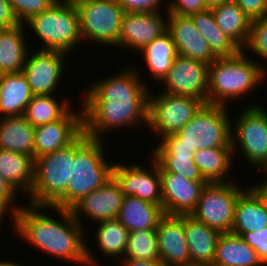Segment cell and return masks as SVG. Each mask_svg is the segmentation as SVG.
Masks as SVG:
<instances>
[{
  "mask_svg": "<svg viewBox=\"0 0 267 266\" xmlns=\"http://www.w3.org/2000/svg\"><path fill=\"white\" fill-rule=\"evenodd\" d=\"M126 68L90 83L85 89L81 104L83 131L89 137L101 140L104 134L115 129H130L139 123L148 125L149 86L142 81L140 71Z\"/></svg>",
  "mask_w": 267,
  "mask_h": 266,
  "instance_id": "1",
  "label": "cell"
},
{
  "mask_svg": "<svg viewBox=\"0 0 267 266\" xmlns=\"http://www.w3.org/2000/svg\"><path fill=\"white\" fill-rule=\"evenodd\" d=\"M27 204V206H25ZM13 214L14 231L39 251L53 258L64 259L77 265L99 266L86 243L85 229L74 218L71 210L53 206H35L28 203ZM56 211L58 219L50 217L47 209ZM46 209V210H45ZM41 210V211H40ZM44 211V213H43ZM47 212V214L45 213ZM16 229V230H15ZM87 244V245H86Z\"/></svg>",
  "mask_w": 267,
  "mask_h": 266,
  "instance_id": "2",
  "label": "cell"
},
{
  "mask_svg": "<svg viewBox=\"0 0 267 266\" xmlns=\"http://www.w3.org/2000/svg\"><path fill=\"white\" fill-rule=\"evenodd\" d=\"M262 65L243 50L232 57L217 58L208 65L207 104L228 107V100H239L254 91L267 78Z\"/></svg>",
  "mask_w": 267,
  "mask_h": 266,
  "instance_id": "3",
  "label": "cell"
},
{
  "mask_svg": "<svg viewBox=\"0 0 267 266\" xmlns=\"http://www.w3.org/2000/svg\"><path fill=\"white\" fill-rule=\"evenodd\" d=\"M102 140L89 137L84 131L75 139V161H72V180L66 193L53 207L70 210L90 192L112 178L114 163L107 161Z\"/></svg>",
  "mask_w": 267,
  "mask_h": 266,
  "instance_id": "4",
  "label": "cell"
},
{
  "mask_svg": "<svg viewBox=\"0 0 267 266\" xmlns=\"http://www.w3.org/2000/svg\"><path fill=\"white\" fill-rule=\"evenodd\" d=\"M228 112L226 106L206 103L177 133L160 139L158 144H185L195 150L231 147Z\"/></svg>",
  "mask_w": 267,
  "mask_h": 266,
  "instance_id": "5",
  "label": "cell"
},
{
  "mask_svg": "<svg viewBox=\"0 0 267 266\" xmlns=\"http://www.w3.org/2000/svg\"><path fill=\"white\" fill-rule=\"evenodd\" d=\"M75 140L68 146L35 159L34 181L29 199L35 206H53L65 193L72 180Z\"/></svg>",
  "mask_w": 267,
  "mask_h": 266,
  "instance_id": "6",
  "label": "cell"
},
{
  "mask_svg": "<svg viewBox=\"0 0 267 266\" xmlns=\"http://www.w3.org/2000/svg\"><path fill=\"white\" fill-rule=\"evenodd\" d=\"M25 23L42 40L40 50L61 51L69 55L71 50L76 49L74 47L82 43L79 15L74 2L56 1Z\"/></svg>",
  "mask_w": 267,
  "mask_h": 266,
  "instance_id": "7",
  "label": "cell"
},
{
  "mask_svg": "<svg viewBox=\"0 0 267 266\" xmlns=\"http://www.w3.org/2000/svg\"><path fill=\"white\" fill-rule=\"evenodd\" d=\"M241 111L232 121L234 125L231 124L233 155L240 148L249 165L264 172L267 168V110L251 103Z\"/></svg>",
  "mask_w": 267,
  "mask_h": 266,
  "instance_id": "8",
  "label": "cell"
},
{
  "mask_svg": "<svg viewBox=\"0 0 267 266\" xmlns=\"http://www.w3.org/2000/svg\"><path fill=\"white\" fill-rule=\"evenodd\" d=\"M81 40L119 47L124 10L116 0H77Z\"/></svg>",
  "mask_w": 267,
  "mask_h": 266,
  "instance_id": "9",
  "label": "cell"
},
{
  "mask_svg": "<svg viewBox=\"0 0 267 266\" xmlns=\"http://www.w3.org/2000/svg\"><path fill=\"white\" fill-rule=\"evenodd\" d=\"M237 185L232 181L207 183L191 215L221 233H231L237 199L246 189Z\"/></svg>",
  "mask_w": 267,
  "mask_h": 266,
  "instance_id": "10",
  "label": "cell"
},
{
  "mask_svg": "<svg viewBox=\"0 0 267 266\" xmlns=\"http://www.w3.org/2000/svg\"><path fill=\"white\" fill-rule=\"evenodd\" d=\"M205 103L190 96L164 92L148 95V129L157 132L160 139L177 133Z\"/></svg>",
  "mask_w": 267,
  "mask_h": 266,
  "instance_id": "11",
  "label": "cell"
},
{
  "mask_svg": "<svg viewBox=\"0 0 267 266\" xmlns=\"http://www.w3.org/2000/svg\"><path fill=\"white\" fill-rule=\"evenodd\" d=\"M150 158L152 167L140 164L123 165L120 161L114 163L112 177L119 184L124 196H134L162 208L160 168L157 161L151 156Z\"/></svg>",
  "mask_w": 267,
  "mask_h": 266,
  "instance_id": "12",
  "label": "cell"
},
{
  "mask_svg": "<svg viewBox=\"0 0 267 266\" xmlns=\"http://www.w3.org/2000/svg\"><path fill=\"white\" fill-rule=\"evenodd\" d=\"M208 65L191 58L177 55L172 68L163 78V92L190 96L207 103Z\"/></svg>",
  "mask_w": 267,
  "mask_h": 266,
  "instance_id": "13",
  "label": "cell"
},
{
  "mask_svg": "<svg viewBox=\"0 0 267 266\" xmlns=\"http://www.w3.org/2000/svg\"><path fill=\"white\" fill-rule=\"evenodd\" d=\"M29 52L22 73L26 76L33 95L54 94L62 81L67 54L40 49L33 55Z\"/></svg>",
  "mask_w": 267,
  "mask_h": 266,
  "instance_id": "14",
  "label": "cell"
},
{
  "mask_svg": "<svg viewBox=\"0 0 267 266\" xmlns=\"http://www.w3.org/2000/svg\"><path fill=\"white\" fill-rule=\"evenodd\" d=\"M162 12H125L120 28L119 47L139 52L153 39L165 33L168 29V12L166 15Z\"/></svg>",
  "mask_w": 267,
  "mask_h": 266,
  "instance_id": "15",
  "label": "cell"
},
{
  "mask_svg": "<svg viewBox=\"0 0 267 266\" xmlns=\"http://www.w3.org/2000/svg\"><path fill=\"white\" fill-rule=\"evenodd\" d=\"M83 132V109L62 119L34 127V159L71 144Z\"/></svg>",
  "mask_w": 267,
  "mask_h": 266,
  "instance_id": "16",
  "label": "cell"
},
{
  "mask_svg": "<svg viewBox=\"0 0 267 266\" xmlns=\"http://www.w3.org/2000/svg\"><path fill=\"white\" fill-rule=\"evenodd\" d=\"M123 198L124 194L119 184L112 177L103 186L84 196L70 210L82 227H84L82 214L87 215V219L89 218L96 223L116 220L122 206Z\"/></svg>",
  "mask_w": 267,
  "mask_h": 266,
  "instance_id": "17",
  "label": "cell"
},
{
  "mask_svg": "<svg viewBox=\"0 0 267 266\" xmlns=\"http://www.w3.org/2000/svg\"><path fill=\"white\" fill-rule=\"evenodd\" d=\"M162 210L168 215H190L207 181H192L179 174L160 172Z\"/></svg>",
  "mask_w": 267,
  "mask_h": 266,
  "instance_id": "18",
  "label": "cell"
},
{
  "mask_svg": "<svg viewBox=\"0 0 267 266\" xmlns=\"http://www.w3.org/2000/svg\"><path fill=\"white\" fill-rule=\"evenodd\" d=\"M156 232L162 266H190L183 215L164 214Z\"/></svg>",
  "mask_w": 267,
  "mask_h": 266,
  "instance_id": "19",
  "label": "cell"
},
{
  "mask_svg": "<svg viewBox=\"0 0 267 266\" xmlns=\"http://www.w3.org/2000/svg\"><path fill=\"white\" fill-rule=\"evenodd\" d=\"M168 31L171 33L178 55L212 64L217 57L198 31L190 16L168 14Z\"/></svg>",
  "mask_w": 267,
  "mask_h": 266,
  "instance_id": "20",
  "label": "cell"
},
{
  "mask_svg": "<svg viewBox=\"0 0 267 266\" xmlns=\"http://www.w3.org/2000/svg\"><path fill=\"white\" fill-rule=\"evenodd\" d=\"M190 266H212L217 241L222 234L190 215H183Z\"/></svg>",
  "mask_w": 267,
  "mask_h": 266,
  "instance_id": "21",
  "label": "cell"
},
{
  "mask_svg": "<svg viewBox=\"0 0 267 266\" xmlns=\"http://www.w3.org/2000/svg\"><path fill=\"white\" fill-rule=\"evenodd\" d=\"M195 151L185 144H156L150 154L157 161L160 172L179 174L192 181H206L194 163Z\"/></svg>",
  "mask_w": 267,
  "mask_h": 266,
  "instance_id": "22",
  "label": "cell"
},
{
  "mask_svg": "<svg viewBox=\"0 0 267 266\" xmlns=\"http://www.w3.org/2000/svg\"><path fill=\"white\" fill-rule=\"evenodd\" d=\"M33 96L22 72L0 74V118L22 116Z\"/></svg>",
  "mask_w": 267,
  "mask_h": 266,
  "instance_id": "23",
  "label": "cell"
},
{
  "mask_svg": "<svg viewBox=\"0 0 267 266\" xmlns=\"http://www.w3.org/2000/svg\"><path fill=\"white\" fill-rule=\"evenodd\" d=\"M35 159L33 156L0 149V174L18 191L30 194L34 181Z\"/></svg>",
  "mask_w": 267,
  "mask_h": 266,
  "instance_id": "24",
  "label": "cell"
},
{
  "mask_svg": "<svg viewBox=\"0 0 267 266\" xmlns=\"http://www.w3.org/2000/svg\"><path fill=\"white\" fill-rule=\"evenodd\" d=\"M164 215L159 205L143 201L134 196H124L117 220L130 232L156 229Z\"/></svg>",
  "mask_w": 267,
  "mask_h": 266,
  "instance_id": "25",
  "label": "cell"
},
{
  "mask_svg": "<svg viewBox=\"0 0 267 266\" xmlns=\"http://www.w3.org/2000/svg\"><path fill=\"white\" fill-rule=\"evenodd\" d=\"M219 29L241 50L250 35L251 20L234 0H228L211 8Z\"/></svg>",
  "mask_w": 267,
  "mask_h": 266,
  "instance_id": "26",
  "label": "cell"
},
{
  "mask_svg": "<svg viewBox=\"0 0 267 266\" xmlns=\"http://www.w3.org/2000/svg\"><path fill=\"white\" fill-rule=\"evenodd\" d=\"M26 27L18 24L0 30V74L22 72L28 54Z\"/></svg>",
  "mask_w": 267,
  "mask_h": 266,
  "instance_id": "27",
  "label": "cell"
},
{
  "mask_svg": "<svg viewBox=\"0 0 267 266\" xmlns=\"http://www.w3.org/2000/svg\"><path fill=\"white\" fill-rule=\"evenodd\" d=\"M266 226L267 211L256 194L248 187L237 199L231 233L241 236L246 232L260 231Z\"/></svg>",
  "mask_w": 267,
  "mask_h": 266,
  "instance_id": "28",
  "label": "cell"
},
{
  "mask_svg": "<svg viewBox=\"0 0 267 266\" xmlns=\"http://www.w3.org/2000/svg\"><path fill=\"white\" fill-rule=\"evenodd\" d=\"M0 149L34 157V127L23 115L0 118Z\"/></svg>",
  "mask_w": 267,
  "mask_h": 266,
  "instance_id": "29",
  "label": "cell"
},
{
  "mask_svg": "<svg viewBox=\"0 0 267 266\" xmlns=\"http://www.w3.org/2000/svg\"><path fill=\"white\" fill-rule=\"evenodd\" d=\"M264 266L256 251L240 236L222 233L217 241L212 266Z\"/></svg>",
  "mask_w": 267,
  "mask_h": 266,
  "instance_id": "30",
  "label": "cell"
},
{
  "mask_svg": "<svg viewBox=\"0 0 267 266\" xmlns=\"http://www.w3.org/2000/svg\"><path fill=\"white\" fill-rule=\"evenodd\" d=\"M234 157L232 147H214L196 150L193 159L202 177L208 183H214L229 182L227 175Z\"/></svg>",
  "mask_w": 267,
  "mask_h": 266,
  "instance_id": "31",
  "label": "cell"
},
{
  "mask_svg": "<svg viewBox=\"0 0 267 266\" xmlns=\"http://www.w3.org/2000/svg\"><path fill=\"white\" fill-rule=\"evenodd\" d=\"M139 52L140 55L143 54L152 78L159 82L172 68V64L178 55L171 33L168 30L145 45Z\"/></svg>",
  "mask_w": 267,
  "mask_h": 266,
  "instance_id": "32",
  "label": "cell"
},
{
  "mask_svg": "<svg viewBox=\"0 0 267 266\" xmlns=\"http://www.w3.org/2000/svg\"><path fill=\"white\" fill-rule=\"evenodd\" d=\"M190 17L217 58L232 57L241 50L219 29L211 9L192 14Z\"/></svg>",
  "mask_w": 267,
  "mask_h": 266,
  "instance_id": "33",
  "label": "cell"
},
{
  "mask_svg": "<svg viewBox=\"0 0 267 266\" xmlns=\"http://www.w3.org/2000/svg\"><path fill=\"white\" fill-rule=\"evenodd\" d=\"M68 100L64 97V100L58 101L53 95H34L23 116L33 127L58 121L75 108H72V103Z\"/></svg>",
  "mask_w": 267,
  "mask_h": 266,
  "instance_id": "34",
  "label": "cell"
},
{
  "mask_svg": "<svg viewBox=\"0 0 267 266\" xmlns=\"http://www.w3.org/2000/svg\"><path fill=\"white\" fill-rule=\"evenodd\" d=\"M97 223L94 237L100 252L109 258L114 257L118 259L120 257L119 260L124 258L128 247L130 231L123 227L117 219Z\"/></svg>",
  "mask_w": 267,
  "mask_h": 266,
  "instance_id": "35",
  "label": "cell"
},
{
  "mask_svg": "<svg viewBox=\"0 0 267 266\" xmlns=\"http://www.w3.org/2000/svg\"><path fill=\"white\" fill-rule=\"evenodd\" d=\"M160 261L156 229L132 231L124 258Z\"/></svg>",
  "mask_w": 267,
  "mask_h": 266,
  "instance_id": "36",
  "label": "cell"
},
{
  "mask_svg": "<svg viewBox=\"0 0 267 266\" xmlns=\"http://www.w3.org/2000/svg\"><path fill=\"white\" fill-rule=\"evenodd\" d=\"M246 49L267 61V16L251 20L250 35L243 51Z\"/></svg>",
  "mask_w": 267,
  "mask_h": 266,
  "instance_id": "37",
  "label": "cell"
},
{
  "mask_svg": "<svg viewBox=\"0 0 267 266\" xmlns=\"http://www.w3.org/2000/svg\"><path fill=\"white\" fill-rule=\"evenodd\" d=\"M12 12L20 24L48 9L55 0H9Z\"/></svg>",
  "mask_w": 267,
  "mask_h": 266,
  "instance_id": "38",
  "label": "cell"
},
{
  "mask_svg": "<svg viewBox=\"0 0 267 266\" xmlns=\"http://www.w3.org/2000/svg\"><path fill=\"white\" fill-rule=\"evenodd\" d=\"M17 192L7 183L0 174V218L10 213V217L19 209L20 204L15 203ZM17 204V205H16ZM8 212V213H7ZM6 213V214H5Z\"/></svg>",
  "mask_w": 267,
  "mask_h": 266,
  "instance_id": "39",
  "label": "cell"
},
{
  "mask_svg": "<svg viewBox=\"0 0 267 266\" xmlns=\"http://www.w3.org/2000/svg\"><path fill=\"white\" fill-rule=\"evenodd\" d=\"M255 251L263 265L267 264V226L260 231L246 232L240 236Z\"/></svg>",
  "mask_w": 267,
  "mask_h": 266,
  "instance_id": "40",
  "label": "cell"
},
{
  "mask_svg": "<svg viewBox=\"0 0 267 266\" xmlns=\"http://www.w3.org/2000/svg\"><path fill=\"white\" fill-rule=\"evenodd\" d=\"M166 2L167 9L165 12L168 14H177L182 16H190L192 14L201 12L208 9L205 5L204 0H171Z\"/></svg>",
  "mask_w": 267,
  "mask_h": 266,
  "instance_id": "41",
  "label": "cell"
},
{
  "mask_svg": "<svg viewBox=\"0 0 267 266\" xmlns=\"http://www.w3.org/2000/svg\"><path fill=\"white\" fill-rule=\"evenodd\" d=\"M124 12H155L161 11L163 0H116ZM162 2V3H161ZM159 7V8H158Z\"/></svg>",
  "mask_w": 267,
  "mask_h": 266,
  "instance_id": "42",
  "label": "cell"
},
{
  "mask_svg": "<svg viewBox=\"0 0 267 266\" xmlns=\"http://www.w3.org/2000/svg\"><path fill=\"white\" fill-rule=\"evenodd\" d=\"M250 20L267 16V0H234Z\"/></svg>",
  "mask_w": 267,
  "mask_h": 266,
  "instance_id": "43",
  "label": "cell"
},
{
  "mask_svg": "<svg viewBox=\"0 0 267 266\" xmlns=\"http://www.w3.org/2000/svg\"><path fill=\"white\" fill-rule=\"evenodd\" d=\"M20 24L15 18L9 0H0V30L10 29Z\"/></svg>",
  "mask_w": 267,
  "mask_h": 266,
  "instance_id": "44",
  "label": "cell"
},
{
  "mask_svg": "<svg viewBox=\"0 0 267 266\" xmlns=\"http://www.w3.org/2000/svg\"><path fill=\"white\" fill-rule=\"evenodd\" d=\"M250 189L256 194L267 211V177L263 182H259L256 186L251 185Z\"/></svg>",
  "mask_w": 267,
  "mask_h": 266,
  "instance_id": "45",
  "label": "cell"
},
{
  "mask_svg": "<svg viewBox=\"0 0 267 266\" xmlns=\"http://www.w3.org/2000/svg\"><path fill=\"white\" fill-rule=\"evenodd\" d=\"M119 264L122 266H162L160 261L138 260V259H121Z\"/></svg>",
  "mask_w": 267,
  "mask_h": 266,
  "instance_id": "46",
  "label": "cell"
},
{
  "mask_svg": "<svg viewBox=\"0 0 267 266\" xmlns=\"http://www.w3.org/2000/svg\"><path fill=\"white\" fill-rule=\"evenodd\" d=\"M228 1V0H204L205 5L208 9H211L215 6H218L222 4L223 2Z\"/></svg>",
  "mask_w": 267,
  "mask_h": 266,
  "instance_id": "47",
  "label": "cell"
},
{
  "mask_svg": "<svg viewBox=\"0 0 267 266\" xmlns=\"http://www.w3.org/2000/svg\"><path fill=\"white\" fill-rule=\"evenodd\" d=\"M0 266H22V265H20V264H18V263H16L15 261L14 262H12V261H4V260H0Z\"/></svg>",
  "mask_w": 267,
  "mask_h": 266,
  "instance_id": "48",
  "label": "cell"
},
{
  "mask_svg": "<svg viewBox=\"0 0 267 266\" xmlns=\"http://www.w3.org/2000/svg\"><path fill=\"white\" fill-rule=\"evenodd\" d=\"M55 1H60V2H76L77 0H55Z\"/></svg>",
  "mask_w": 267,
  "mask_h": 266,
  "instance_id": "49",
  "label": "cell"
},
{
  "mask_svg": "<svg viewBox=\"0 0 267 266\" xmlns=\"http://www.w3.org/2000/svg\"><path fill=\"white\" fill-rule=\"evenodd\" d=\"M2 220H4V219L0 218V230H1V227H2V224H1V222L3 223V221H2Z\"/></svg>",
  "mask_w": 267,
  "mask_h": 266,
  "instance_id": "50",
  "label": "cell"
},
{
  "mask_svg": "<svg viewBox=\"0 0 267 266\" xmlns=\"http://www.w3.org/2000/svg\"><path fill=\"white\" fill-rule=\"evenodd\" d=\"M263 173H264V174L266 173L265 175H266V177H267V168H266V170H265Z\"/></svg>",
  "mask_w": 267,
  "mask_h": 266,
  "instance_id": "51",
  "label": "cell"
}]
</instances>
